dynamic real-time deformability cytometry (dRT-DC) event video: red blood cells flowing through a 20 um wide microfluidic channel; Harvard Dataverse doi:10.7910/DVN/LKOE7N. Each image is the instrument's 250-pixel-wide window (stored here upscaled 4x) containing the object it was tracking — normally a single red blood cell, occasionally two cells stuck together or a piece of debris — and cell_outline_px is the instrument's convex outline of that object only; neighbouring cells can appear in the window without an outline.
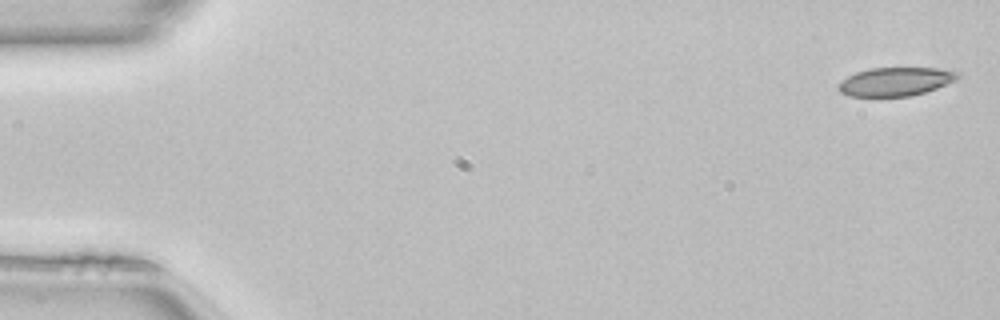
{"species": "common noctule bat (a hibernating species)", "species_latin": "Nyctalus noctula", "temperature_condition": "room temperature", "stored_images_in_passage": 49, "camera_frame_rate_fps": 3000, "um_per_image_px": 0.085, "animal": {"sex": "female", "body_mass_g": 22.7, "forearm_length_mm": 54.2}, "frame": {"image": 1, "passage_image": 1, "time_ms": 0.0, "image_size_px": [1000, 320], "cell_outline_px": [[960, 76], [936, 88], [924, 92], [908, 96], [848, 96], [840, 92], [836, 88], [836, 84], [840, 80], [856, 72], [872, 68], [936, 68], [960, 72]], "centroid_in_image_um": [76.03, 6.93], "position_along_channel_um": 9.0, "area_um2": 19.71}}
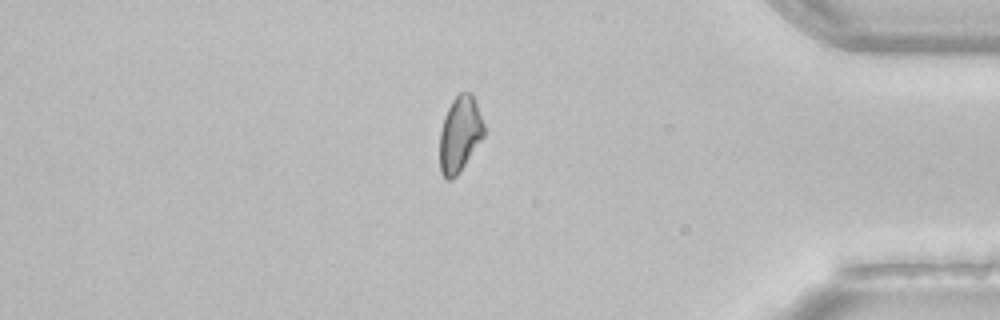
{"frame": {"image": 2, "passage_image": 42, "time_ms": 13.667, "image_size_px": [1000, 320], "cell_outline_px": [[484, 136], [456, 176], [452, 180], [444, 180], [440, 172], [440, 128], [444, 116], [452, 100], [460, 92], [472, 92], [484, 124]], "centroid_in_image_um": [39.06, 11.4], "position_along_channel_um": 396.1, "area_um2": 19.54}}
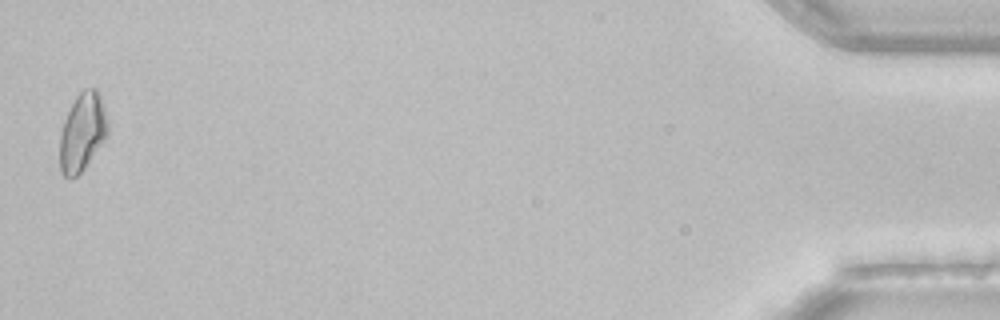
{"frame": {"image": 3, "passage_image": 49, "time_ms": 16.0, "image_size_px": [1000, 320], "cell_outline_px": [[108, 136], [84, 168], [76, 176], [64, 176], [60, 172], [60, 132], [64, 120], [76, 96], [84, 88], [96, 88], [100, 92], [104, 104], [108, 120]], "centroid_in_image_um": [7.03, 11.19], "position_along_channel_um": 428.2, "area_um2": 21.96}, "authors_computed_cell_mechanics": {"area_um2": 20.519, "velocity_mm_per_s": 4.1085, "shape_relaxation_time_tau1_ms": 9.2245, "shape_relaxation_time_tau2_ms": 3.9729, "deformation_change_tau1": 0.1509, "deformation_change_tau2": 0.0999}}